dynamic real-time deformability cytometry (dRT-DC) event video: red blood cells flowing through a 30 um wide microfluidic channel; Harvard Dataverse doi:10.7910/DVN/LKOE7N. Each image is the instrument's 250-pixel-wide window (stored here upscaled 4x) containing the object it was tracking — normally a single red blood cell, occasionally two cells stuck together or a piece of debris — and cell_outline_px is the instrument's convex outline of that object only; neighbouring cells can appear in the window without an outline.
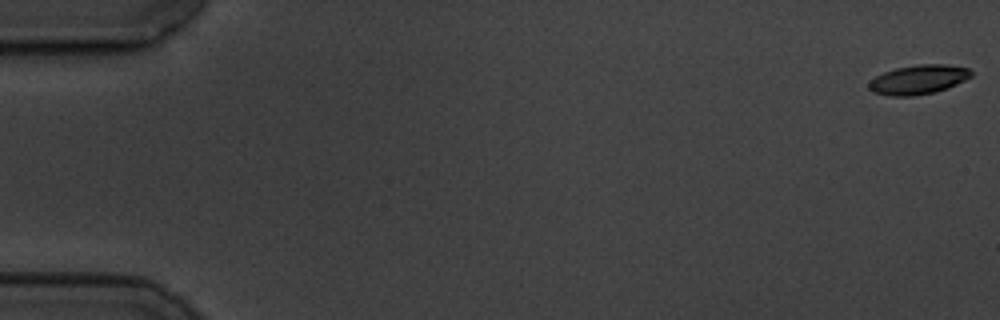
{"species": "common noctule bat (a hibernating species)", "species_latin": "Nyctalus noctula", "temperature_condition": "cold", "stored_images_in_passage": 59, "camera_frame_rate_fps": 3000, "um_per_image_px": 0.085, "animal": {"sex": "male", "body_mass_g": 19.5, "forearm_length_mm": 54.6}, "frame": {"image": 1, "passage_image": 1, "time_ms": 0.0, "image_size_px": [1000, 320], "cell_outline_px": [[972, 76], [948, 88], [936, 92], [912, 96], [892, 96], [872, 92], [868, 88], [868, 84], [876, 76], [884, 72], [896, 68], [920, 64], [944, 64], [968, 68], [972, 72]], "centroid_in_image_um": [78.06, 6.77], "position_along_channel_um": 6.9, "area_um2": 17.4}}
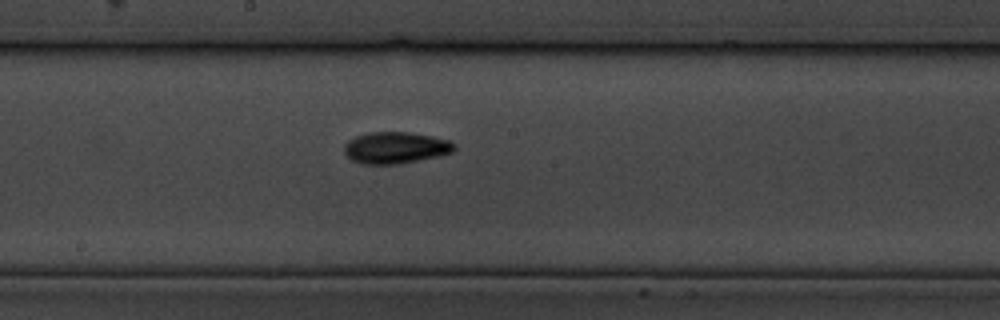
{"frame": {"image": 2, "passage_image": 32, "time_ms": 10.333, "image_size_px": [1000, 320], "cell_outline_px": [[456, 148], [452, 152], [436, 156], [400, 164], [364, 164], [352, 160], [344, 152], [344, 144], [348, 140], [356, 136], [368, 132], [408, 132], [432, 136], [448, 140], [456, 144]], "centroid_in_image_um": [33.61, 12.55], "position_along_channel_um": 214.6, "area_um2": 20.23}}
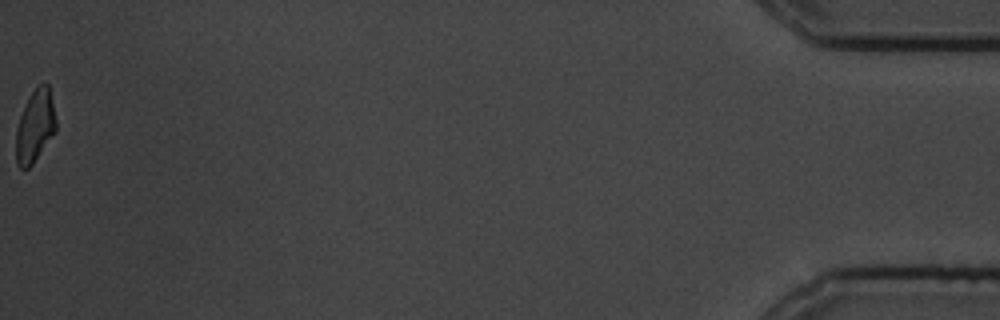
{"frame": {"image": 3, "passage_image": 59, "time_ms": 19.333, "image_size_px": [1000, 320], "cell_outline_px": [[56, 132], [32, 164], [28, 168], [20, 168], [16, 164], [16, 128], [20, 116], [28, 96], [44, 80], [48, 84], [52, 100], [56, 120]], "centroid_in_image_um": [2.98, 10.71], "position_along_channel_um": 432.2, "area_um2": 16.94}, "authors_computed_cell_mechanics": {"area_um2": 18.207, "velocity_mm_per_s": 3.4786, "shape_relaxation_time_tau1_ms": 2.845, "shape_relaxation_time_tau2_ms": 5.1645, "deformation_change_tau1": 0.1321, "deformation_change_tau2": 0.1011}}